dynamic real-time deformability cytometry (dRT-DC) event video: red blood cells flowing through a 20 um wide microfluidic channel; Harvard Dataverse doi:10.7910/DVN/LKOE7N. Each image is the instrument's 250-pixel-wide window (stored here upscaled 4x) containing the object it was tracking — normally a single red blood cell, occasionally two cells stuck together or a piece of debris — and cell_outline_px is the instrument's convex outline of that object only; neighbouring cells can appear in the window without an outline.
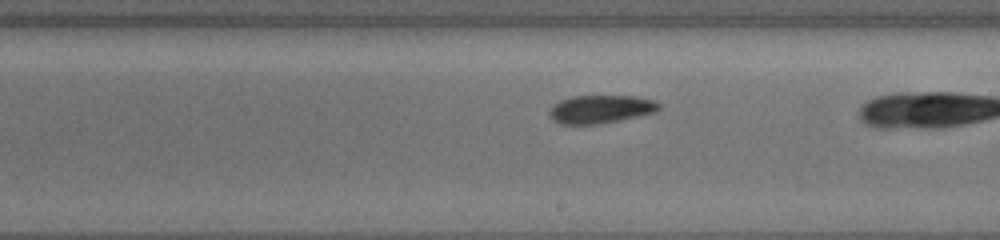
{"species": "common noctule bat (a hibernating species)", "species_latin": "Nyctalus noctula", "temperature_condition": "cold", "stored_images_in_passage": 9, "segment_of_instrument_passage": [2, 2], "camera_frame_rate_fps": 3000, "um_per_image_px": 0.085, "animal": {"sex": "female", "body_mass_g": 19.5, "forearm_length_mm": 54.1}, "frame": {"image": 1, "passage_image": 9, "time_ms": 8.333, "image_size_px": [1000, 240], "cell_outline_px": [[660, 108], [656, 112], [596, 124], [564, 124], [552, 120], [548, 116], [548, 112], [552, 104], [560, 100], [572, 96], [636, 96], [656, 100], [660, 104]], "centroid_in_image_um": [51.02, 9.26], "position_along_channel_um": 238.0, "area_um2": 17.98}}